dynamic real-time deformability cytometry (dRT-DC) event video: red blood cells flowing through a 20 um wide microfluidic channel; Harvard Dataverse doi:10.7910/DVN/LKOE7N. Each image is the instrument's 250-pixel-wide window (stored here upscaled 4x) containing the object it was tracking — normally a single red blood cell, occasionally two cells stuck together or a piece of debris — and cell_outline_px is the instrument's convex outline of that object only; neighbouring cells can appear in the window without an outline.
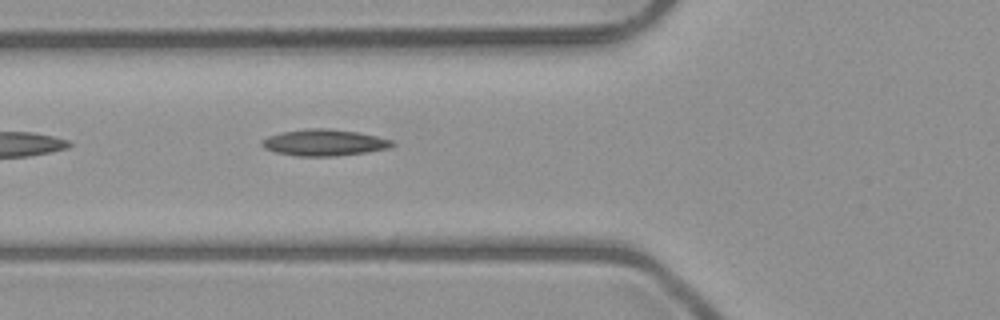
{"species": "common noctule bat (a hibernating species)", "species_latin": "Nyctalus noctula", "temperature_condition": "room temperature", "stored_images_in_passage": 5, "camera_frame_rate_fps": 3000, "um_per_image_px": 0.085, "animal": {"sex": "male", "body_mass_g": 23.1, "forearm_length_mm": 52.7}, "frame": {"image": 1, "passage_image": 5, "time_ms": 5.333, "image_size_px": [1000, 320], "cell_outline_px": [[396, 144], [388, 148], [368, 152], [336, 156], [296, 156], [276, 152], [264, 148], [260, 144], [260, 140], [268, 136], [284, 132], [312, 128], [328, 128], [360, 132], [392, 140]], "centroid_in_image_um": [27.56, 12.12], "position_along_channel_um": 98.2, "area_um2": 20.11}}